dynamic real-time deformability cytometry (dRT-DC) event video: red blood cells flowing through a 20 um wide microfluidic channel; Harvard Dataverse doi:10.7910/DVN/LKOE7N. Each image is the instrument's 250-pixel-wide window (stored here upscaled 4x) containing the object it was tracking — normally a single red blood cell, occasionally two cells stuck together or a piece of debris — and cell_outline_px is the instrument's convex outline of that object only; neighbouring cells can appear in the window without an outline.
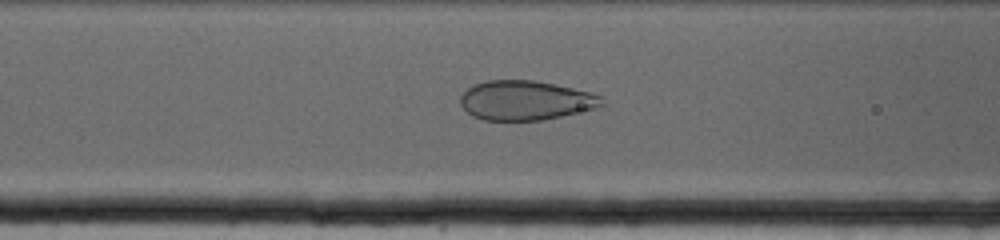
{"species": "human", "species_latin": "Homo sapiens", "temperature_condition": "cold", "stored_images_in_passage": 14, "camera_frame_rate_fps": 3000, "um_per_image_px": 0.085, "donor": {"sex": "female"}, "frame": {"image": 1, "passage_image": 7, "time_ms": 2.0, "image_size_px": [1000, 240], "cell_outline_px": [[604, 104], [596, 108], [544, 120], [484, 120], [472, 116], [460, 104], [460, 96], [468, 88], [484, 80], [532, 80], [592, 92], [604, 96]], "centroid_in_image_um": [44.69, 8.53], "position_along_channel_um": 121.9, "area_um2": 32.54}}
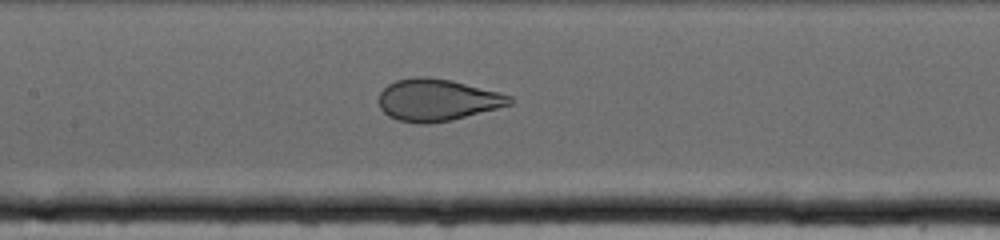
{"frame": {"image": 2, "passage_image": 12, "time_ms": 3.667, "image_size_px": [1000, 240], "cell_outline_px": [[516, 100], [512, 104], [452, 120], [428, 124], [420, 124], [396, 120], [388, 116], [380, 108], [380, 92], [388, 84], [396, 80], [416, 76], [428, 76], [448, 80], [512, 96]], "centroid_in_image_um": [37.14, 8.51], "position_along_channel_um": 170.3, "area_um2": 31.79}}